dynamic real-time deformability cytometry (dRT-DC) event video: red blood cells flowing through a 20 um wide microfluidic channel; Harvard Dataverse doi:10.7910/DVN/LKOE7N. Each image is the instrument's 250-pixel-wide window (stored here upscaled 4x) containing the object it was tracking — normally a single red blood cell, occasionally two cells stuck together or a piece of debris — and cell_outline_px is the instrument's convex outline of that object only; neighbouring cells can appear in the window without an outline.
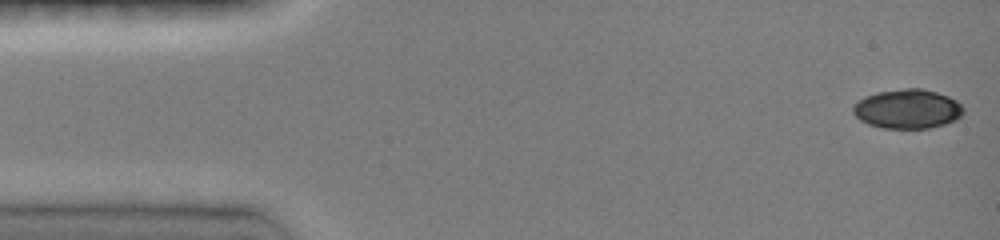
{"species": "common noctule bat (a hibernating species)", "species_latin": "Nyctalus noctula", "temperature_condition": "room temperature", "stored_images_in_passage": 11, "camera_frame_rate_fps": 3000, "um_per_image_px": 0.085, "animal": {"sex": "female", "body_mass_g": 19.0, "forearm_length_mm": 51.5}, "frame": {"image": 1, "passage_image": 1, "time_ms": 0.0, "image_size_px": [1000, 240], "cell_outline_px": [[964, 112], [956, 120], [944, 124], [928, 128], [884, 128], [868, 124], [860, 120], [852, 112], [852, 108], [864, 96], [876, 92], [904, 88], [920, 88], [936, 92], [948, 96], [956, 100], [964, 108]], "centroid_in_image_um": [77.14, 9.25], "position_along_channel_um": 7.9, "area_um2": 25.26}}
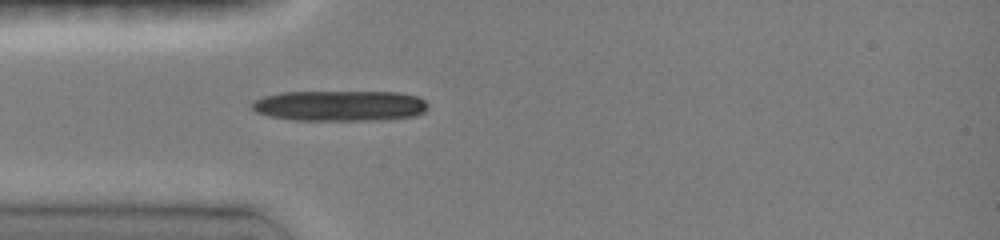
{"frame": {"image": 2, "passage_image": 8, "time_ms": 4.0, "image_size_px": [1000, 240], "cell_outline_px": [[428, 108], [424, 112], [416, 116], [376, 120], [292, 120], [268, 116], [256, 112], [252, 108], [252, 100], [264, 96], [284, 92], [400, 92], [416, 96], [424, 100], [428, 104]], "centroid_in_image_um": [28.88, 8.99], "position_along_channel_um": 56.1, "area_um2": 31.56}}